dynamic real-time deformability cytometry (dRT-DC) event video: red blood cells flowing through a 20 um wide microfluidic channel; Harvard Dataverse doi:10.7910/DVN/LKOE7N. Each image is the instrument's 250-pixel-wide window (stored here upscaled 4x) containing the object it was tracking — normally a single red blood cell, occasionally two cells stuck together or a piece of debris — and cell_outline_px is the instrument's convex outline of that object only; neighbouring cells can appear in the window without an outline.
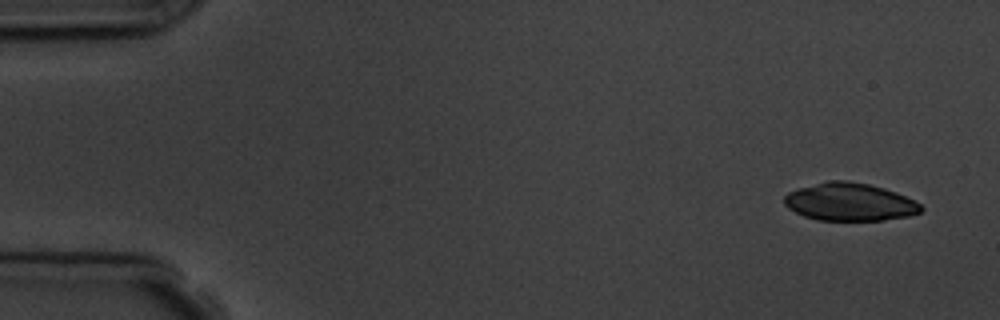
{"species": "common noctule bat (a hibernating species)", "species_latin": "Nyctalus noctula", "temperature_condition": "room temperature", "stored_images_in_passage": 5, "camera_frame_rate_fps": 3000, "um_per_image_px": 0.085, "animal": {"sex": "male", "body_mass_g": 19.5, "forearm_length_mm": 54.6}, "frame": {"image": 1, "passage_image": 1, "time_ms": 0.0, "image_size_px": [1000, 320], "cell_outline_px": [[924, 208], [920, 212], [908, 216], [880, 220], [820, 220], [804, 216], [788, 208], [784, 204], [784, 196], [788, 192], [800, 188], [828, 180], [848, 180], [868, 184], [884, 188], [896, 192], [920, 204]], "centroid_in_image_um": [72.21, 17.16], "position_along_channel_um": 12.8, "area_um2": 29.88}}